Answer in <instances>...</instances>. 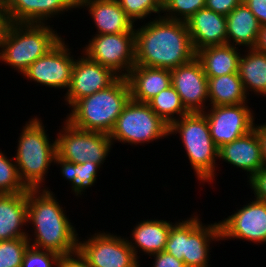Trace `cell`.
<instances>
[{"mask_svg":"<svg viewBox=\"0 0 266 267\" xmlns=\"http://www.w3.org/2000/svg\"><path fill=\"white\" fill-rule=\"evenodd\" d=\"M134 30L135 65L171 70L196 56L186 22L156 16Z\"/></svg>","mask_w":266,"mask_h":267,"instance_id":"obj_1","label":"cell"},{"mask_svg":"<svg viewBox=\"0 0 266 267\" xmlns=\"http://www.w3.org/2000/svg\"><path fill=\"white\" fill-rule=\"evenodd\" d=\"M53 193L49 188L27 191V223L34 229L33 240L31 234L27 239L31 247L63 256L77 251L81 239Z\"/></svg>","mask_w":266,"mask_h":267,"instance_id":"obj_2","label":"cell"},{"mask_svg":"<svg viewBox=\"0 0 266 267\" xmlns=\"http://www.w3.org/2000/svg\"><path fill=\"white\" fill-rule=\"evenodd\" d=\"M46 24L6 22L0 36V61L23 74L62 37Z\"/></svg>","mask_w":266,"mask_h":267,"instance_id":"obj_3","label":"cell"},{"mask_svg":"<svg viewBox=\"0 0 266 267\" xmlns=\"http://www.w3.org/2000/svg\"><path fill=\"white\" fill-rule=\"evenodd\" d=\"M130 99L128 81L119 77L107 88L76 101L65 120L76 128L109 135Z\"/></svg>","mask_w":266,"mask_h":267,"instance_id":"obj_4","label":"cell"},{"mask_svg":"<svg viewBox=\"0 0 266 267\" xmlns=\"http://www.w3.org/2000/svg\"><path fill=\"white\" fill-rule=\"evenodd\" d=\"M41 118L26 122L18 138L16 162L20 179L28 189H46L45 178L51 164H57L56 141H52ZM44 185V186H43Z\"/></svg>","mask_w":266,"mask_h":267,"instance_id":"obj_5","label":"cell"},{"mask_svg":"<svg viewBox=\"0 0 266 267\" xmlns=\"http://www.w3.org/2000/svg\"><path fill=\"white\" fill-rule=\"evenodd\" d=\"M177 133L197 180L212 183L218 168V148L211 138L206 116L202 112H191L173 121L169 135Z\"/></svg>","mask_w":266,"mask_h":267,"instance_id":"obj_6","label":"cell"},{"mask_svg":"<svg viewBox=\"0 0 266 267\" xmlns=\"http://www.w3.org/2000/svg\"><path fill=\"white\" fill-rule=\"evenodd\" d=\"M198 214L182 222H175L170 229L164 251L183 261L186 267H209L210 244L221 240L220 224H205Z\"/></svg>","mask_w":266,"mask_h":267,"instance_id":"obj_7","label":"cell"},{"mask_svg":"<svg viewBox=\"0 0 266 267\" xmlns=\"http://www.w3.org/2000/svg\"><path fill=\"white\" fill-rule=\"evenodd\" d=\"M109 136L112 143L116 141L142 146L170 136L169 124L159 117L148 103L130 99L117 118Z\"/></svg>","mask_w":266,"mask_h":267,"instance_id":"obj_8","label":"cell"},{"mask_svg":"<svg viewBox=\"0 0 266 267\" xmlns=\"http://www.w3.org/2000/svg\"><path fill=\"white\" fill-rule=\"evenodd\" d=\"M63 122L55 139L57 162L81 164L90 161L101 167L114 145L110 136L76 128L66 120Z\"/></svg>","mask_w":266,"mask_h":267,"instance_id":"obj_9","label":"cell"},{"mask_svg":"<svg viewBox=\"0 0 266 267\" xmlns=\"http://www.w3.org/2000/svg\"><path fill=\"white\" fill-rule=\"evenodd\" d=\"M85 46L82 55L111 69L119 77L126 78L135 65V32L94 35Z\"/></svg>","mask_w":266,"mask_h":267,"instance_id":"obj_10","label":"cell"},{"mask_svg":"<svg viewBox=\"0 0 266 267\" xmlns=\"http://www.w3.org/2000/svg\"><path fill=\"white\" fill-rule=\"evenodd\" d=\"M89 236L77 250L91 267H140L127 238L104 231Z\"/></svg>","mask_w":266,"mask_h":267,"instance_id":"obj_11","label":"cell"},{"mask_svg":"<svg viewBox=\"0 0 266 267\" xmlns=\"http://www.w3.org/2000/svg\"><path fill=\"white\" fill-rule=\"evenodd\" d=\"M206 110L202 113L206 116L211 138L217 148L254 129L255 114L247 103L211 106Z\"/></svg>","mask_w":266,"mask_h":267,"instance_id":"obj_12","label":"cell"},{"mask_svg":"<svg viewBox=\"0 0 266 267\" xmlns=\"http://www.w3.org/2000/svg\"><path fill=\"white\" fill-rule=\"evenodd\" d=\"M64 39L32 63L22 75L45 87L68 90L75 59Z\"/></svg>","mask_w":266,"mask_h":267,"instance_id":"obj_13","label":"cell"},{"mask_svg":"<svg viewBox=\"0 0 266 267\" xmlns=\"http://www.w3.org/2000/svg\"><path fill=\"white\" fill-rule=\"evenodd\" d=\"M219 224L222 241L239 239L266 244V202L254 198Z\"/></svg>","mask_w":266,"mask_h":267,"instance_id":"obj_14","label":"cell"},{"mask_svg":"<svg viewBox=\"0 0 266 267\" xmlns=\"http://www.w3.org/2000/svg\"><path fill=\"white\" fill-rule=\"evenodd\" d=\"M171 84L180 96L185 109L191 112H204L207 107L208 78L200 61L194 57L186 64L171 69Z\"/></svg>","mask_w":266,"mask_h":267,"instance_id":"obj_15","label":"cell"},{"mask_svg":"<svg viewBox=\"0 0 266 267\" xmlns=\"http://www.w3.org/2000/svg\"><path fill=\"white\" fill-rule=\"evenodd\" d=\"M80 57V58H79ZM75 59L72 77L66 96L65 105L71 107L76 101L90 96L112 85L119 76L111 69L103 67L85 54Z\"/></svg>","mask_w":266,"mask_h":267,"instance_id":"obj_16","label":"cell"},{"mask_svg":"<svg viewBox=\"0 0 266 267\" xmlns=\"http://www.w3.org/2000/svg\"><path fill=\"white\" fill-rule=\"evenodd\" d=\"M77 5L78 0H4L3 10L6 22L45 24Z\"/></svg>","mask_w":266,"mask_h":267,"instance_id":"obj_17","label":"cell"},{"mask_svg":"<svg viewBox=\"0 0 266 267\" xmlns=\"http://www.w3.org/2000/svg\"><path fill=\"white\" fill-rule=\"evenodd\" d=\"M186 25L195 52L207 46L227 44L226 15L204 7L193 14Z\"/></svg>","mask_w":266,"mask_h":267,"instance_id":"obj_18","label":"cell"},{"mask_svg":"<svg viewBox=\"0 0 266 267\" xmlns=\"http://www.w3.org/2000/svg\"><path fill=\"white\" fill-rule=\"evenodd\" d=\"M218 158L247 172L250 179L264 165L262 162L261 142L255 129L233 142L218 148Z\"/></svg>","mask_w":266,"mask_h":267,"instance_id":"obj_19","label":"cell"},{"mask_svg":"<svg viewBox=\"0 0 266 267\" xmlns=\"http://www.w3.org/2000/svg\"><path fill=\"white\" fill-rule=\"evenodd\" d=\"M77 7L87 8L89 15L91 14L98 30L94 35L135 32L137 27L117 0H78Z\"/></svg>","mask_w":266,"mask_h":267,"instance_id":"obj_20","label":"cell"},{"mask_svg":"<svg viewBox=\"0 0 266 267\" xmlns=\"http://www.w3.org/2000/svg\"><path fill=\"white\" fill-rule=\"evenodd\" d=\"M126 79L130 87L131 99L144 103L172 85L169 69L142 65H134Z\"/></svg>","mask_w":266,"mask_h":267,"instance_id":"obj_21","label":"cell"},{"mask_svg":"<svg viewBox=\"0 0 266 267\" xmlns=\"http://www.w3.org/2000/svg\"><path fill=\"white\" fill-rule=\"evenodd\" d=\"M27 209V192L0 194V240L28 236Z\"/></svg>","mask_w":266,"mask_h":267,"instance_id":"obj_22","label":"cell"},{"mask_svg":"<svg viewBox=\"0 0 266 267\" xmlns=\"http://www.w3.org/2000/svg\"><path fill=\"white\" fill-rule=\"evenodd\" d=\"M174 223L167 220L159 219H147L136 223L133 227L131 238L127 237L129 246L134 251L137 259L140 255L137 254L145 253L147 255H152L164 251L168 235L171 226ZM140 249V250H139ZM138 250L140 253H138Z\"/></svg>","mask_w":266,"mask_h":267,"instance_id":"obj_23","label":"cell"},{"mask_svg":"<svg viewBox=\"0 0 266 267\" xmlns=\"http://www.w3.org/2000/svg\"><path fill=\"white\" fill-rule=\"evenodd\" d=\"M226 20L227 44L254 49L261 25L247 5L244 2L237 5Z\"/></svg>","mask_w":266,"mask_h":267,"instance_id":"obj_24","label":"cell"},{"mask_svg":"<svg viewBox=\"0 0 266 267\" xmlns=\"http://www.w3.org/2000/svg\"><path fill=\"white\" fill-rule=\"evenodd\" d=\"M242 50L229 44L207 46L196 51V58L200 61L207 77H218L231 73H238L239 59Z\"/></svg>","mask_w":266,"mask_h":267,"instance_id":"obj_25","label":"cell"},{"mask_svg":"<svg viewBox=\"0 0 266 267\" xmlns=\"http://www.w3.org/2000/svg\"><path fill=\"white\" fill-rule=\"evenodd\" d=\"M207 78L209 107L248 103V95L238 73Z\"/></svg>","mask_w":266,"mask_h":267,"instance_id":"obj_26","label":"cell"},{"mask_svg":"<svg viewBox=\"0 0 266 267\" xmlns=\"http://www.w3.org/2000/svg\"><path fill=\"white\" fill-rule=\"evenodd\" d=\"M239 59L238 74L244 89L255 95L266 96V54L255 49H246ZM247 52V53H246ZM247 54V55H246Z\"/></svg>","mask_w":266,"mask_h":267,"instance_id":"obj_27","label":"cell"},{"mask_svg":"<svg viewBox=\"0 0 266 267\" xmlns=\"http://www.w3.org/2000/svg\"><path fill=\"white\" fill-rule=\"evenodd\" d=\"M60 165V172L62 177L69 181L72 186V190L75 196L80 197L82 193L96 183V177L100 166L93 162L84 163H70V162H57V166Z\"/></svg>","mask_w":266,"mask_h":267,"instance_id":"obj_28","label":"cell"},{"mask_svg":"<svg viewBox=\"0 0 266 267\" xmlns=\"http://www.w3.org/2000/svg\"><path fill=\"white\" fill-rule=\"evenodd\" d=\"M147 103L169 125L189 113L183 106L179 94L172 85L162 90Z\"/></svg>","mask_w":266,"mask_h":267,"instance_id":"obj_29","label":"cell"},{"mask_svg":"<svg viewBox=\"0 0 266 267\" xmlns=\"http://www.w3.org/2000/svg\"><path fill=\"white\" fill-rule=\"evenodd\" d=\"M28 190L20 179L14 158L9 159L0 149V194H16Z\"/></svg>","mask_w":266,"mask_h":267,"instance_id":"obj_30","label":"cell"},{"mask_svg":"<svg viewBox=\"0 0 266 267\" xmlns=\"http://www.w3.org/2000/svg\"><path fill=\"white\" fill-rule=\"evenodd\" d=\"M29 246L27 237L0 240V267H21Z\"/></svg>","mask_w":266,"mask_h":267,"instance_id":"obj_31","label":"cell"},{"mask_svg":"<svg viewBox=\"0 0 266 267\" xmlns=\"http://www.w3.org/2000/svg\"><path fill=\"white\" fill-rule=\"evenodd\" d=\"M204 7L205 0H165L162 3V13L167 19L186 22Z\"/></svg>","mask_w":266,"mask_h":267,"instance_id":"obj_32","label":"cell"},{"mask_svg":"<svg viewBox=\"0 0 266 267\" xmlns=\"http://www.w3.org/2000/svg\"><path fill=\"white\" fill-rule=\"evenodd\" d=\"M126 15L133 21H140L151 16L152 13L163 16L162 4L158 0H117Z\"/></svg>","mask_w":266,"mask_h":267,"instance_id":"obj_33","label":"cell"},{"mask_svg":"<svg viewBox=\"0 0 266 267\" xmlns=\"http://www.w3.org/2000/svg\"><path fill=\"white\" fill-rule=\"evenodd\" d=\"M60 257L55 252L29 246L24 253L21 267H58Z\"/></svg>","mask_w":266,"mask_h":267,"instance_id":"obj_34","label":"cell"},{"mask_svg":"<svg viewBox=\"0 0 266 267\" xmlns=\"http://www.w3.org/2000/svg\"><path fill=\"white\" fill-rule=\"evenodd\" d=\"M247 182L255 195V199L266 202V167L263 166Z\"/></svg>","mask_w":266,"mask_h":267,"instance_id":"obj_35","label":"cell"},{"mask_svg":"<svg viewBox=\"0 0 266 267\" xmlns=\"http://www.w3.org/2000/svg\"><path fill=\"white\" fill-rule=\"evenodd\" d=\"M242 2L243 0H205V7L227 16Z\"/></svg>","mask_w":266,"mask_h":267,"instance_id":"obj_36","label":"cell"},{"mask_svg":"<svg viewBox=\"0 0 266 267\" xmlns=\"http://www.w3.org/2000/svg\"><path fill=\"white\" fill-rule=\"evenodd\" d=\"M151 257H154L152 267H186L183 261L178 260L173 255H170L165 251L152 254L150 255V259Z\"/></svg>","mask_w":266,"mask_h":267,"instance_id":"obj_37","label":"cell"},{"mask_svg":"<svg viewBox=\"0 0 266 267\" xmlns=\"http://www.w3.org/2000/svg\"><path fill=\"white\" fill-rule=\"evenodd\" d=\"M58 267H91L77 250L60 257Z\"/></svg>","mask_w":266,"mask_h":267,"instance_id":"obj_38","label":"cell"},{"mask_svg":"<svg viewBox=\"0 0 266 267\" xmlns=\"http://www.w3.org/2000/svg\"><path fill=\"white\" fill-rule=\"evenodd\" d=\"M261 26L266 25V0H243Z\"/></svg>","mask_w":266,"mask_h":267,"instance_id":"obj_39","label":"cell"},{"mask_svg":"<svg viewBox=\"0 0 266 267\" xmlns=\"http://www.w3.org/2000/svg\"><path fill=\"white\" fill-rule=\"evenodd\" d=\"M257 125L258 124H254V129L256 130L261 142L262 162L266 167V123Z\"/></svg>","mask_w":266,"mask_h":267,"instance_id":"obj_40","label":"cell"},{"mask_svg":"<svg viewBox=\"0 0 266 267\" xmlns=\"http://www.w3.org/2000/svg\"><path fill=\"white\" fill-rule=\"evenodd\" d=\"M254 49L266 54V25L260 27L257 43Z\"/></svg>","mask_w":266,"mask_h":267,"instance_id":"obj_41","label":"cell"},{"mask_svg":"<svg viewBox=\"0 0 266 267\" xmlns=\"http://www.w3.org/2000/svg\"><path fill=\"white\" fill-rule=\"evenodd\" d=\"M5 23H6V20L4 16L3 3L0 2V36H1Z\"/></svg>","mask_w":266,"mask_h":267,"instance_id":"obj_42","label":"cell"},{"mask_svg":"<svg viewBox=\"0 0 266 267\" xmlns=\"http://www.w3.org/2000/svg\"><path fill=\"white\" fill-rule=\"evenodd\" d=\"M161 4L165 1V0H158Z\"/></svg>","mask_w":266,"mask_h":267,"instance_id":"obj_43","label":"cell"}]
</instances>
